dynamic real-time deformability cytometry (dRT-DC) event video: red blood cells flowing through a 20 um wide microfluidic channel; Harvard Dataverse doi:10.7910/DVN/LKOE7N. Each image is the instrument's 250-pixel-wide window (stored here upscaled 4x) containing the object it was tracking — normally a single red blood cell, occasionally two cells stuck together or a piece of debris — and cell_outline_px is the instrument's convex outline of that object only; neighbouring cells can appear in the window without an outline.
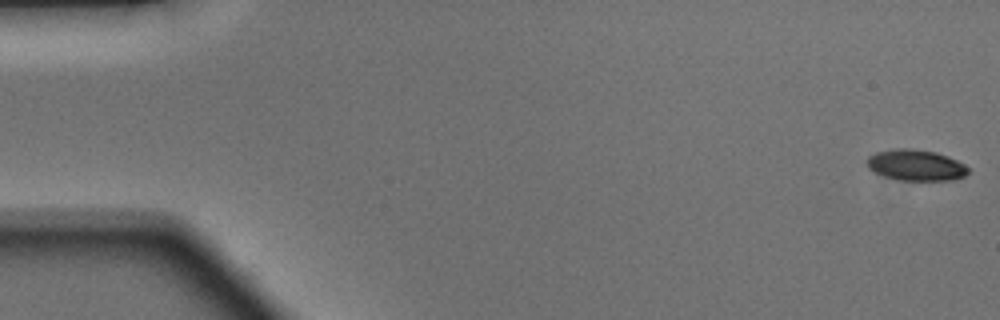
{"species": "Egyptian fruit bat (a non-hibernating species)", "species_latin": "Rousettus aegyptiacus", "temperature_condition": "warm", "stored_images_in_passage": 49, "camera_frame_rate_fps": 3000, "um_per_image_px": 0.085, "animal": {"sex": "male"}, "frame": {"image": 1, "passage_image": 1, "time_ms": 0.0, "image_size_px": [1000, 320], "cell_outline_px": [[968, 172], [964, 176], [952, 180], [904, 180], [888, 176], [876, 172], [868, 168], [864, 160], [868, 156], [876, 152], [896, 148], [912, 148], [936, 152], [948, 156], [964, 164], [968, 168]], "centroid_in_image_um": [77.83, 14.01], "position_along_channel_um": 7.2, "area_um2": 18.21}}
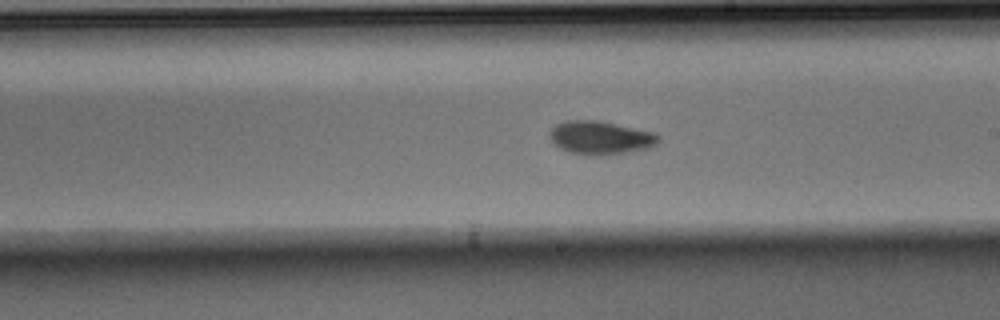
{"frame": {"image": 2, "passage_image": 28, "time_ms": 9.0, "image_size_px": [1000, 320], "cell_outline_px": [[660, 140], [656, 144], [648, 148], [608, 156], [588, 156], [568, 152], [552, 144], [548, 136], [548, 132], [556, 124], [564, 120], [596, 120], [656, 132], [660, 136]], "centroid_in_image_um": [51.01, 11.72], "position_along_channel_um": 238.0, "area_um2": 21.73}}
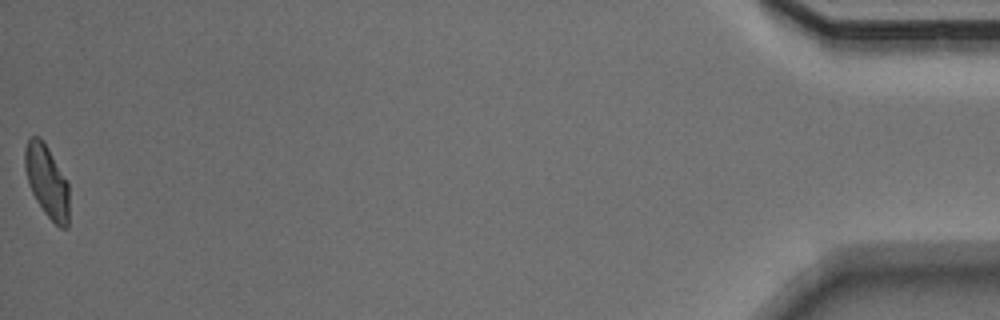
{"frame": {"image": 3, "passage_image": 49, "time_ms": 16.0, "image_size_px": [1000, 320], "cell_outline_px": [[68, 228], [60, 228], [44, 212], [36, 200], [28, 184], [24, 168], [24, 148], [28, 140], [32, 136], [40, 136], [44, 140], [68, 180]], "centroid_in_image_um": [3.98, 15.36], "position_along_channel_um": 431.2, "area_um2": 18.96}, "authors_computed_cell_mechanics": {"area_um2": 19.5364, "velocity_mm_per_s": 4.1622, "shape_relaxation_time_tau1_ms": 2.9504, "shape_relaxation_time_tau2_ms": 3.4812, "deformation_change_tau1": 0.1482, "deformation_change_tau2": 0.0953}}